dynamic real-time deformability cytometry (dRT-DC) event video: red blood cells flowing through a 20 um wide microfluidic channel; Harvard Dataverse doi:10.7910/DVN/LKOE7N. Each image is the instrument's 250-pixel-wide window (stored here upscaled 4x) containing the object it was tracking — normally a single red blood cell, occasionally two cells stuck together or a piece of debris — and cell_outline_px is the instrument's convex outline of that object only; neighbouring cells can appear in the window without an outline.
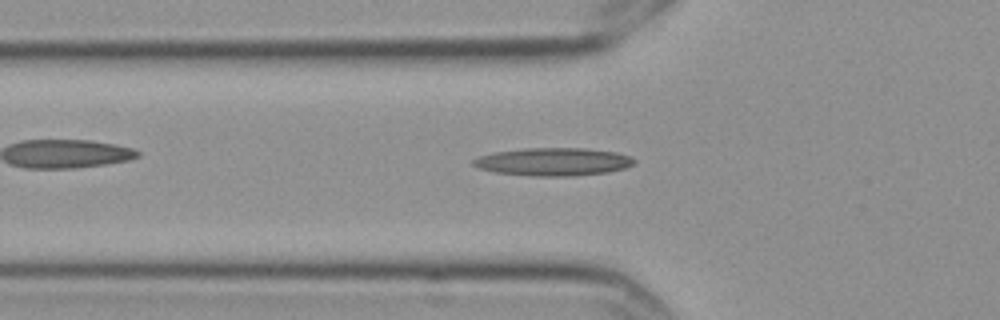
{"species": "Egyptian fruit bat (a non-hibernating species)", "species_latin": "Rousettus aegyptiacus", "temperature_condition": "cold", "stored_images_in_passage": 8, "camera_frame_rate_fps": 3000, "um_per_image_px": 0.085, "frame": {"image": 1, "passage_image": 7, "time_ms": 2.0, "image_size_px": [1000, 320], "cell_outline_px": [[636, 160], [632, 164], [624, 168], [608, 172], [576, 176], [532, 176], [496, 172], [480, 168], [472, 164], [472, 160], [480, 156], [492, 152], [524, 148], [584, 148], [616, 152], [632, 156]], "centroid_in_image_um": [47.04, 13.74], "position_along_channel_um": 78.8, "area_um2": 26.24}}
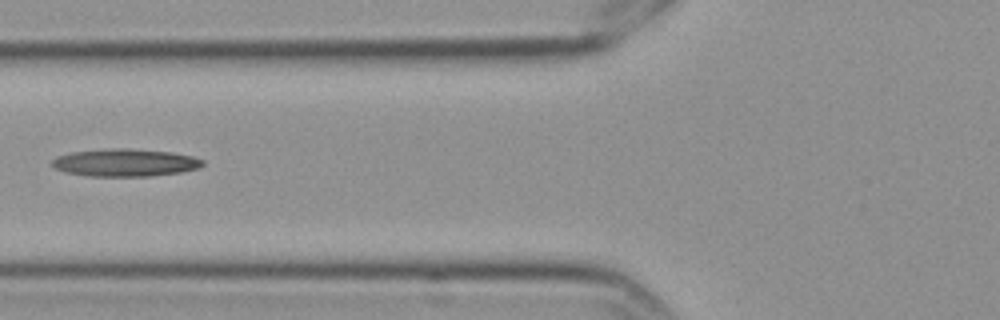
{"frame": {"image": 2, "passage_image": 8, "time_ms": 2.333, "image_size_px": [1000, 320], "cell_outline_px": [[204, 164], [200, 168], [180, 172], [152, 176], [88, 176], [64, 172], [56, 168], [52, 164], [52, 160], [56, 156], [72, 152], [108, 148], [128, 148], [172, 152], [192, 156], [204, 160]], "centroid_in_image_um": [10.65, 13.82], "position_along_channel_um": 115.2, "area_um2": 24.33}}